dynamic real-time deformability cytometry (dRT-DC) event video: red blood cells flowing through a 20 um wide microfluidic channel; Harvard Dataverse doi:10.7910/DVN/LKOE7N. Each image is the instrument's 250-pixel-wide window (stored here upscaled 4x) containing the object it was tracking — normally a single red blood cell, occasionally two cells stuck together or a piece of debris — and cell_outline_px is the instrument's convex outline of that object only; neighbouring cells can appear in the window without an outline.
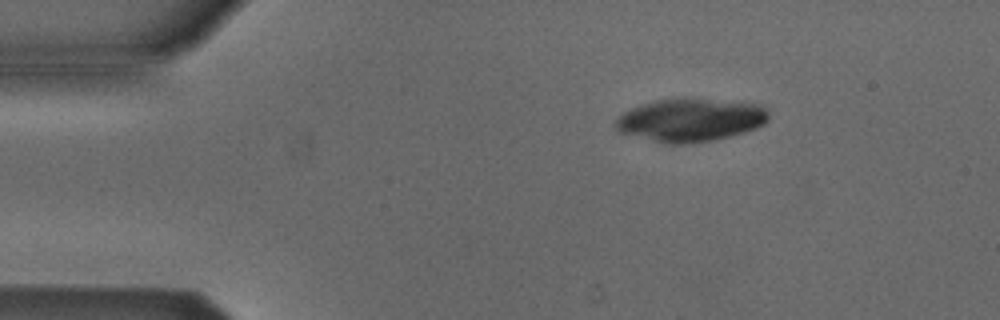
{"species": "Egyptian fruit bat (a non-hibernating species)", "species_latin": "Rousettus aegyptiacus", "temperature_condition": "cold", "stored_images_in_passage": 3, "camera_frame_rate_fps": 3000, "um_per_image_px": 0.085, "animal": {"sex": "male"}, "frame": {"image": 1, "passage_image": 1, "time_ms": 0.0, "image_size_px": [1000, 320], "cell_outline_px": [[768, 120], [764, 124], [756, 128], [744, 132], [712, 140], [684, 144], [668, 144], [620, 132], [612, 124], [624, 112], [632, 108], [656, 100], [684, 96], [760, 104], [768, 112]], "centroid_in_image_um": [58.7, 10.17], "position_along_channel_um": 26.3, "area_um2": 38.55}}